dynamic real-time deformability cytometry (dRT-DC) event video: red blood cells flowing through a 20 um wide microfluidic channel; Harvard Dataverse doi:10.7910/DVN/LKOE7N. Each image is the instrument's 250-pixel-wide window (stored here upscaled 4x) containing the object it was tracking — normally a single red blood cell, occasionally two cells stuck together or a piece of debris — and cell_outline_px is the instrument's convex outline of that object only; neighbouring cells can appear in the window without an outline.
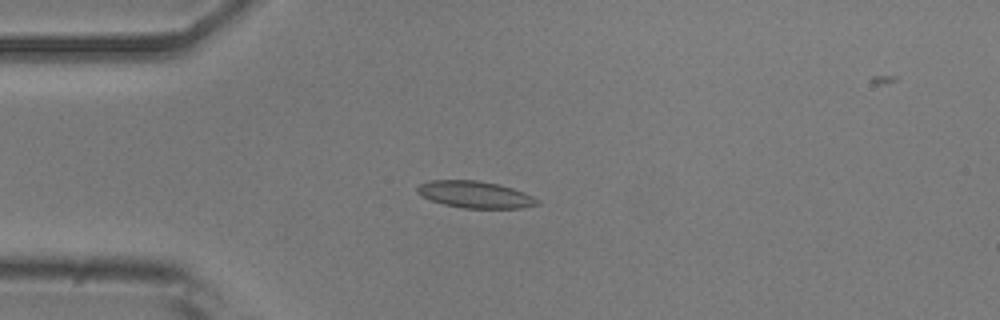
{"species": "common noctule bat (a hibernating species)", "species_latin": "Nyctalus noctula", "temperature_condition": "room temperature", "stored_images_in_passage": 48, "camera_frame_rate_fps": 3000, "um_per_image_px": 0.085, "animal": {"sex": "male", "body_mass_g": 20.5, "forearm_length_mm": 52.5}, "frame": {"image": 1, "passage_image": 13, "time_ms": 4.0, "image_size_px": [1000, 320], "cell_outline_px": [[540, 204], [524, 208], [464, 208], [444, 204], [432, 200], [416, 192], [416, 188], [420, 184], [432, 180], [476, 180], [500, 184], [524, 192], [540, 200]], "centroid_in_image_um": [40.43, 16.53], "position_along_channel_um": 44.6, "area_um2": 18.73}}
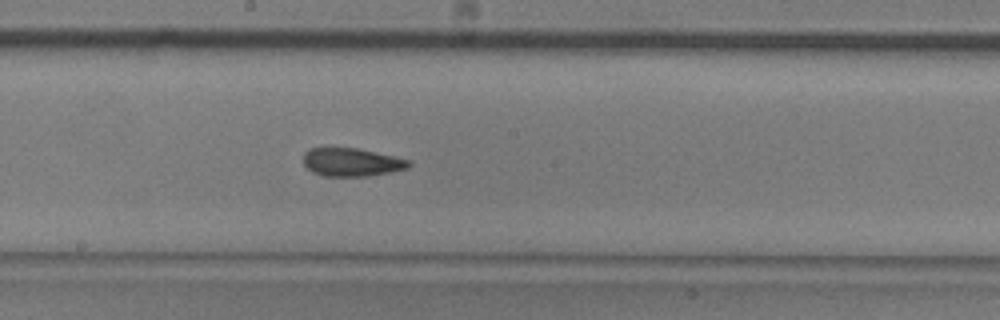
{"frame": {"image": 2, "passage_image": 28, "time_ms": 9.0, "image_size_px": [1000, 320], "cell_outline_px": [[412, 164], [408, 168], [368, 176], [324, 176], [312, 172], [304, 164], [304, 152], [312, 148], [356, 148], [412, 160]], "centroid_in_image_um": [29.9, 13.79], "position_along_channel_um": 218.3, "area_um2": 17.22}}
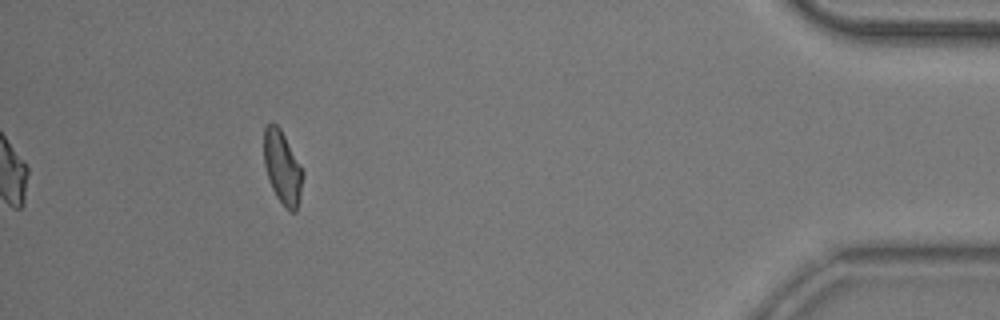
{"frame": {"image": 3, "passage_image": 48, "time_ms": 15.667, "image_size_px": [1000, 320], "cell_outline_px": [[304, 172], [300, 196], [296, 212], [288, 212], [284, 208], [276, 196], [268, 180], [264, 164], [264, 128], [268, 124], [276, 124], [280, 128], [304, 168]], "centroid_in_image_um": [24.02, 14.27], "position_along_channel_um": 411.2, "area_um2": 16.94}, "authors_computed_cell_mechanics": {"area_um2": 17.8891, "velocity_mm_per_s": 3.7979, "shape_relaxation_time_tau1_ms": null, "shape_relaxation_time_tau2_ms": 2.1567, "deformation_change_tau1": null, "deformation_change_tau2": 0.0842}}